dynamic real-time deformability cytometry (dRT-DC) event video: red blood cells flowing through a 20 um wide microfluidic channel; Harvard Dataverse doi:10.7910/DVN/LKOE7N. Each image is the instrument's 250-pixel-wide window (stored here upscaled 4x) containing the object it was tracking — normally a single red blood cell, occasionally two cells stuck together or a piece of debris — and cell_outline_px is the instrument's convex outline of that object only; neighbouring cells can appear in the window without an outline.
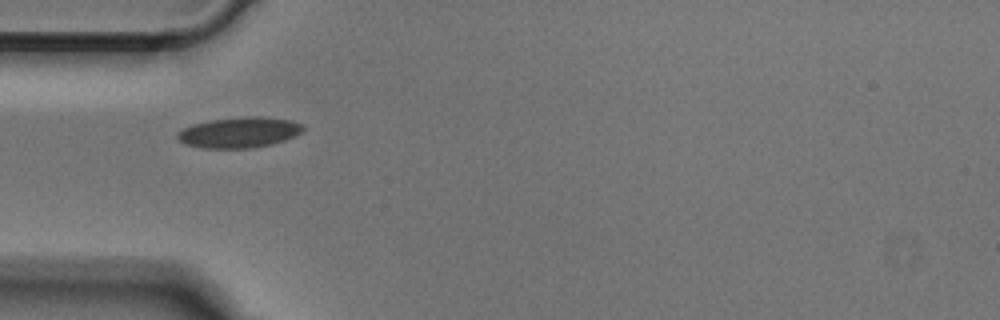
{"species": "Egyptian fruit bat (a non-hibernating species)", "species_latin": "Rousettus aegyptiacus", "temperature_condition": "cold", "stored_images_in_passage": 37, "camera_frame_rate_fps": 3000, "um_per_image_px": 0.085, "animal": {"sex": "male"}, "frame": {"image": 1, "passage_image": 1, "time_ms": 0.0, "image_size_px": [1000, 320], "cell_outline_px": [[304, 128], [296, 136], [272, 144], [252, 148], [204, 148], [184, 144], [176, 136], [184, 128], [192, 124], [212, 120], [244, 116], [260, 116], [292, 120], [304, 124]], "centroid_in_image_um": [20.38, 11.25], "position_along_channel_um": 64.6, "area_um2": 22.43}}
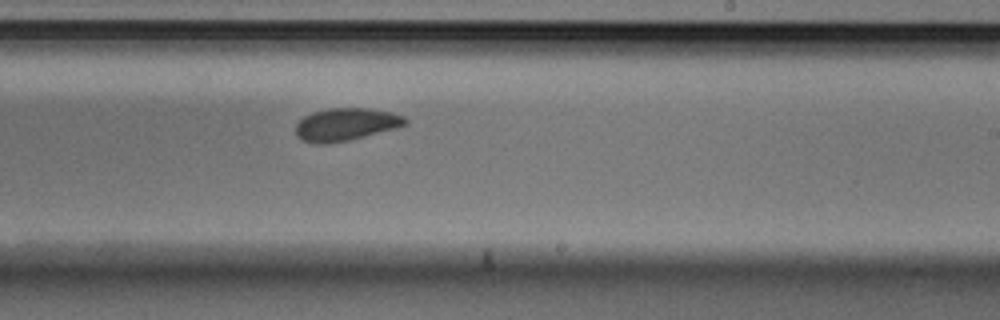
{"frame": {"image": 2, "passage_image": 16, "time_ms": 5.0, "image_size_px": [1000, 320], "cell_outline_px": [[408, 124], [400, 128], [348, 140], [328, 144], [316, 144], [300, 140], [296, 136], [296, 124], [304, 116], [312, 112], [328, 108], [368, 108], [392, 112], [404, 116], [408, 120]], "centroid_in_image_um": [29.42, 10.58], "position_along_channel_um": 259.6, "area_um2": 21.21}}
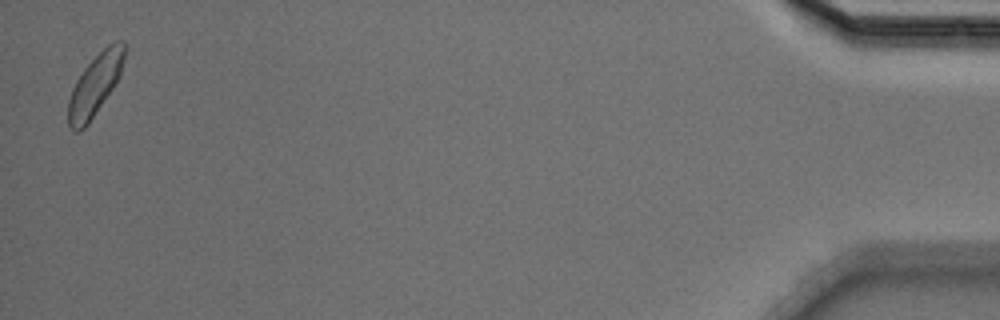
{"frame": {"image": 3, "passage_image": 36, "time_ms": 11.667, "image_size_px": [1000, 320], "cell_outline_px": [[124, 60], [120, 76], [88, 124], [80, 132], [72, 132], [68, 128], [68, 100], [72, 88], [76, 80], [84, 68], [108, 44], [116, 40], [124, 40]], "centroid_in_image_um": [8.05, 7.25], "position_along_channel_um": 427.1, "area_um2": 20.0}}